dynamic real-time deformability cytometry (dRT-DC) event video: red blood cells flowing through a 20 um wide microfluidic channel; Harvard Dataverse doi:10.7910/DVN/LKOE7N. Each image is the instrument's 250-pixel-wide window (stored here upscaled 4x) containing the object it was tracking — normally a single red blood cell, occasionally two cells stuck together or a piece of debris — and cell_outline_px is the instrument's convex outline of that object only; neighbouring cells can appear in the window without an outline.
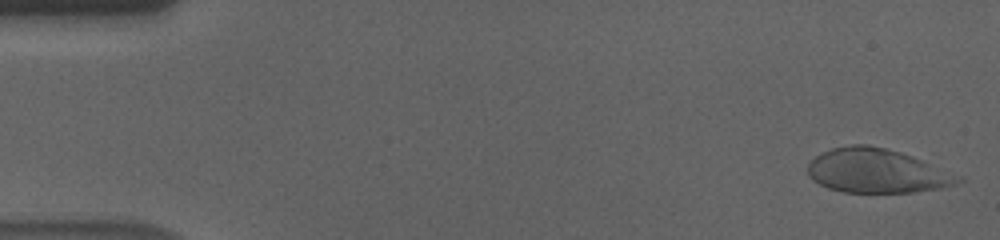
{"species": "human", "species_latin": "Homo sapiens", "temperature_condition": "cold", "stored_images_in_passage": 56, "camera_frame_rate_fps": 3000, "um_per_image_px": 0.085, "donor": {"sex": "male"}, "frame": {"image": 1, "passage_image": 1, "time_ms": 0.0, "image_size_px": [1000, 240], "cell_outline_px": [[964, 180], [956, 184], [940, 188], [912, 192], [844, 192], [828, 188], [812, 180], [808, 176], [808, 164], [816, 156], [832, 148], [852, 144], [868, 144], [900, 152], [912, 156]], "centroid_in_image_um": [74.44, 14.53], "position_along_channel_um": 10.6, "area_um2": 37.92}}
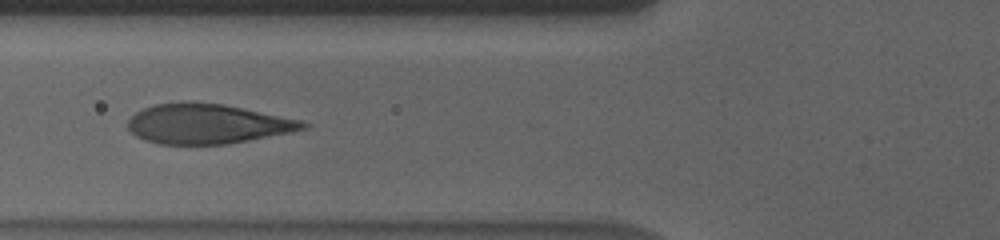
{"frame": {"image": 2, "passage_image": 21, "time_ms": 6.667, "image_size_px": [1000, 240], "cell_outline_px": [[312, 124], [308, 128], [292, 132], [228, 144], [160, 144], [144, 140], [136, 136], [128, 128], [128, 120], [136, 112], [144, 108], [156, 104], [188, 100], [224, 104], [300, 120]], "centroid_in_image_um": [17.63, 10.52], "position_along_channel_um": 108.2, "area_um2": 40.81}}
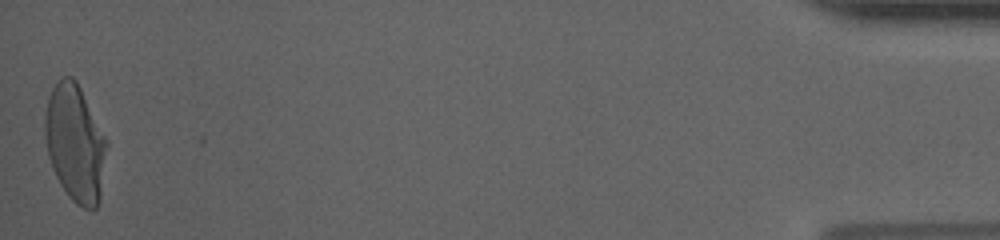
{"frame": {"image": 3, "passage_image": 56, "time_ms": 18.333, "image_size_px": [1000, 240], "cell_outline_px": [[108, 144], [100, 200], [96, 208], [92, 212], [76, 204], [68, 196], [60, 184], [52, 168], [48, 156], [44, 132], [44, 116], [48, 100], [52, 88], [60, 76], [72, 76], [76, 80], [108, 140]], "centroid_in_image_um": [6.4, 12.18], "position_along_channel_um": 428.8, "area_um2": 42.66}, "authors_computed_cell_mechanics": {"area_um2": 41.5871, "velocity_mm_per_s": 3.5414, "shape_relaxation_time_tau1_ms": 4.188, "shape_relaxation_time_tau2_ms": null, "deformation_change_tau1": 0.204, "deformation_change_tau2": null}}